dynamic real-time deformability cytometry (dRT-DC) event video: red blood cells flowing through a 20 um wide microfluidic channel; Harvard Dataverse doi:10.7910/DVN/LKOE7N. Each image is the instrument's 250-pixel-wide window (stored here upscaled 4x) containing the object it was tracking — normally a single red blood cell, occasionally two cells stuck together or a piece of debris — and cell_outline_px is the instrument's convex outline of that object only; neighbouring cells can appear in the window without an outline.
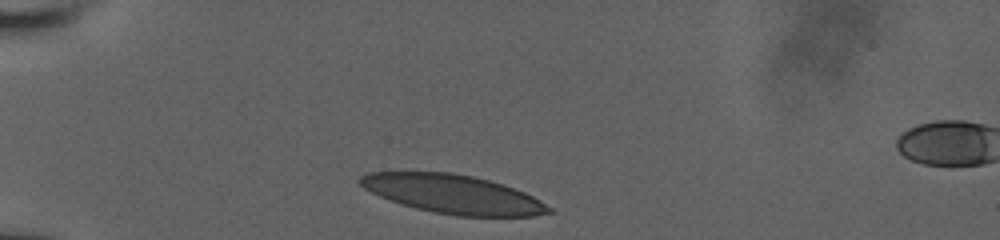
{"species": "human", "species_latin": "Homo sapiens", "temperature_condition": "room temperature", "stored_images_in_passage": 38, "camera_frame_rate_fps": 3000, "um_per_image_px": 0.085, "donor": {"sex": "male"}, "frame": {"image": 1, "passage_image": 1, "time_ms": 0.0, "image_size_px": [1000, 240], "cell_outline_px": [[552, 212], [532, 216], [456, 216], [416, 208], [400, 204], [380, 196], [364, 188], [356, 180], [360, 176], [368, 172], [448, 172], [472, 176], [488, 180], [524, 192], [540, 200], [552, 208]], "centroid_in_image_um": [38.47, 16.5], "position_along_channel_um": 46.5, "area_um2": 42.25}}
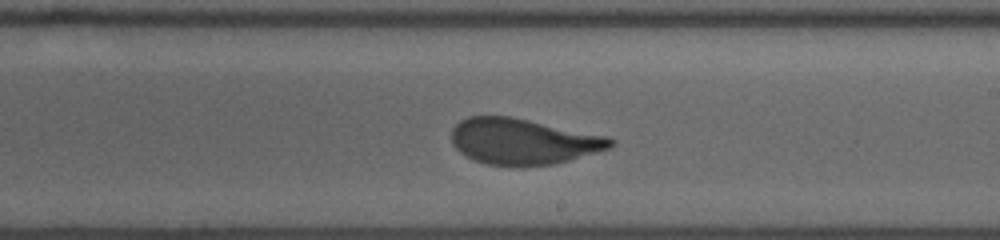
{"frame": {"image": 2, "passage_image": 24, "time_ms": 6.0, "image_size_px": [1000, 240], "cell_outline_px": [[616, 140], [608, 148], [568, 160], [552, 164], [520, 168], [516, 168], [488, 164], [476, 160], [460, 152], [452, 144], [452, 128], [460, 120], [468, 116], [512, 116], [604, 136]], "centroid_in_image_um": [44.39, 12.03], "position_along_channel_um": 244.6, "area_um2": 42.43}}
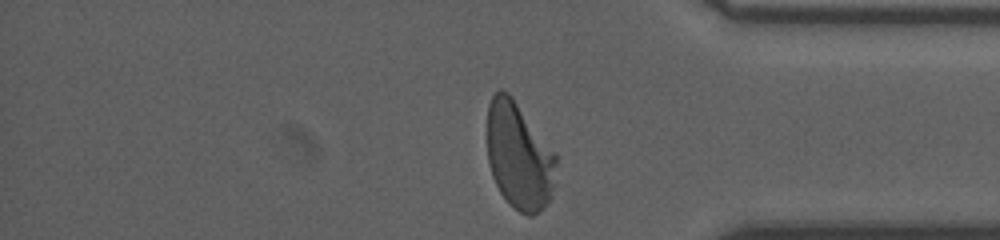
{"frame": {"image": 3, "passage_image": 38, "time_ms": 10.0, "image_size_px": [1000, 240], "cell_outline_px": [[556, 184], [552, 196], [548, 204], [544, 208], [532, 216], [528, 216], [520, 212], [508, 204], [500, 192], [492, 176], [488, 164], [488, 104], [492, 96], [500, 88], [508, 92], [512, 96], [556, 152]], "centroid_in_image_um": [44.15, 13.28], "position_along_channel_um": 391.1, "area_um2": 43.7}}